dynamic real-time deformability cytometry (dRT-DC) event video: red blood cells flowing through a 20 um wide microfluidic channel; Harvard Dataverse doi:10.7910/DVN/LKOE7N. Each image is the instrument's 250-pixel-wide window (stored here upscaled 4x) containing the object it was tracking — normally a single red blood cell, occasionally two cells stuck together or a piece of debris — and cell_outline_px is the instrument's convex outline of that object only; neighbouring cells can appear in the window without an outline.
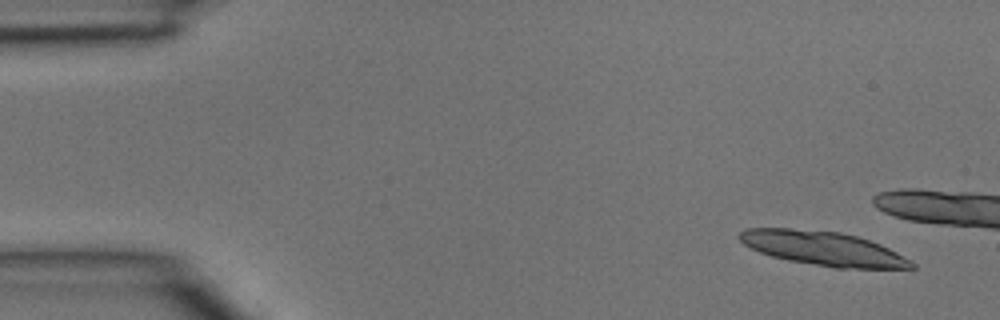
{"species": "common noctule bat (a hibernating species)", "species_latin": "Nyctalus noctula", "temperature_condition": "room temperature", "stored_images_in_passage": 3, "camera_frame_rate_fps": 3000, "um_per_image_px": 0.085, "animal": {"sex": "male", "body_mass_g": 15.6}, "frame": {"image": 1, "passage_image": 1, "time_ms": 0.0, "image_size_px": [1000, 320], "cell_outline_px": [[916, 268], [836, 268], [788, 260], [772, 256], [760, 252], [744, 244], [736, 236], [744, 228], [788, 228], [840, 232], [856, 236], [880, 244], [912, 260], [916, 264]], "centroid_in_image_um": [69.96, 21.11], "position_along_channel_um": 15.0, "area_um2": 34.04}}